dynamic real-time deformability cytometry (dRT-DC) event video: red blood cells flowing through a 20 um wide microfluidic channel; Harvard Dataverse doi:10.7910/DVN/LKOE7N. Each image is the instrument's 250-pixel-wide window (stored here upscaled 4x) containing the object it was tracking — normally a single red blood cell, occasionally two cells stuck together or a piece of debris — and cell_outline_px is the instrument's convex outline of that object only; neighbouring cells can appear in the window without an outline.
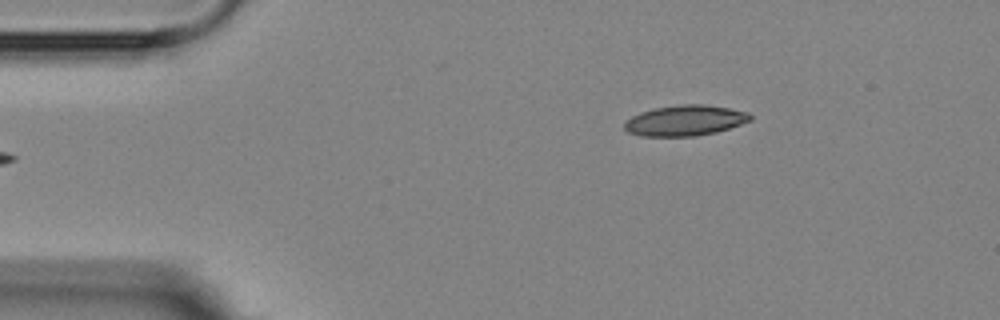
{"species": "Egyptian fruit bat (a non-hibernating species)", "species_latin": "Rousettus aegyptiacus", "temperature_condition": "room temperature", "stored_images_in_passage": 3, "camera_frame_rate_fps": 3000, "um_per_image_px": 0.085, "animal": {"sex": "female"}, "frame": {"image": 1, "passage_image": 3, "time_ms": 2.333, "image_size_px": [1000, 320], "cell_outline_px": [[752, 120], [716, 132], [696, 136], [640, 136], [628, 132], [624, 128], [624, 120], [640, 112], [656, 108], [684, 104], [704, 104], [728, 108], [748, 112], [752, 116]], "centroid_in_image_um": [58.21, 10.24], "position_along_channel_um": 26.8, "area_um2": 22.37}}